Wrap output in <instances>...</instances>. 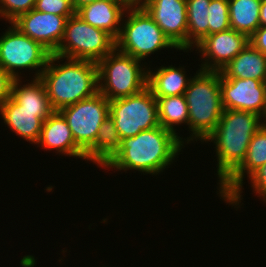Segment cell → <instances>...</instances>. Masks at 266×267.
Instances as JSON below:
<instances>
[{"label":"cell","instance_id":"obj_7","mask_svg":"<svg viewBox=\"0 0 266 267\" xmlns=\"http://www.w3.org/2000/svg\"><path fill=\"white\" fill-rule=\"evenodd\" d=\"M115 48L116 40L109 33L91 26L75 13L67 19L63 38L54 54L98 63Z\"/></svg>","mask_w":266,"mask_h":267},{"label":"cell","instance_id":"obj_27","mask_svg":"<svg viewBox=\"0 0 266 267\" xmlns=\"http://www.w3.org/2000/svg\"><path fill=\"white\" fill-rule=\"evenodd\" d=\"M36 0H0V17L8 23L35 8Z\"/></svg>","mask_w":266,"mask_h":267},{"label":"cell","instance_id":"obj_30","mask_svg":"<svg viewBox=\"0 0 266 267\" xmlns=\"http://www.w3.org/2000/svg\"><path fill=\"white\" fill-rule=\"evenodd\" d=\"M13 78L0 67V106L11 96Z\"/></svg>","mask_w":266,"mask_h":267},{"label":"cell","instance_id":"obj_1","mask_svg":"<svg viewBox=\"0 0 266 267\" xmlns=\"http://www.w3.org/2000/svg\"><path fill=\"white\" fill-rule=\"evenodd\" d=\"M182 139L162 126L141 131L136 136L121 139L119 149L103 167L158 175L173 163L185 147L186 139Z\"/></svg>","mask_w":266,"mask_h":267},{"label":"cell","instance_id":"obj_32","mask_svg":"<svg viewBox=\"0 0 266 267\" xmlns=\"http://www.w3.org/2000/svg\"><path fill=\"white\" fill-rule=\"evenodd\" d=\"M266 26V0L261 1L260 7V27Z\"/></svg>","mask_w":266,"mask_h":267},{"label":"cell","instance_id":"obj_17","mask_svg":"<svg viewBox=\"0 0 266 267\" xmlns=\"http://www.w3.org/2000/svg\"><path fill=\"white\" fill-rule=\"evenodd\" d=\"M37 147L56 150L61 155H69L85 160V152L75 143L66 119L59 111H54L44 122ZM39 145V146H38Z\"/></svg>","mask_w":266,"mask_h":267},{"label":"cell","instance_id":"obj_10","mask_svg":"<svg viewBox=\"0 0 266 267\" xmlns=\"http://www.w3.org/2000/svg\"><path fill=\"white\" fill-rule=\"evenodd\" d=\"M109 102L98 92L59 111L67 121L75 143L84 152L95 142L102 122L109 116Z\"/></svg>","mask_w":266,"mask_h":267},{"label":"cell","instance_id":"obj_3","mask_svg":"<svg viewBox=\"0 0 266 267\" xmlns=\"http://www.w3.org/2000/svg\"><path fill=\"white\" fill-rule=\"evenodd\" d=\"M263 124L264 118L254 112L224 109L216 129L204 140L216 146L219 186L242 164L251 138Z\"/></svg>","mask_w":266,"mask_h":267},{"label":"cell","instance_id":"obj_15","mask_svg":"<svg viewBox=\"0 0 266 267\" xmlns=\"http://www.w3.org/2000/svg\"><path fill=\"white\" fill-rule=\"evenodd\" d=\"M66 21L65 16L32 9L21 14L12 24L24 35L40 43L51 54H54L63 38Z\"/></svg>","mask_w":266,"mask_h":267},{"label":"cell","instance_id":"obj_24","mask_svg":"<svg viewBox=\"0 0 266 267\" xmlns=\"http://www.w3.org/2000/svg\"><path fill=\"white\" fill-rule=\"evenodd\" d=\"M211 0H186L187 52L209 35V5Z\"/></svg>","mask_w":266,"mask_h":267},{"label":"cell","instance_id":"obj_11","mask_svg":"<svg viewBox=\"0 0 266 267\" xmlns=\"http://www.w3.org/2000/svg\"><path fill=\"white\" fill-rule=\"evenodd\" d=\"M220 90L224 109L250 111L266 119V82L225 78L220 73Z\"/></svg>","mask_w":266,"mask_h":267},{"label":"cell","instance_id":"obj_9","mask_svg":"<svg viewBox=\"0 0 266 267\" xmlns=\"http://www.w3.org/2000/svg\"><path fill=\"white\" fill-rule=\"evenodd\" d=\"M109 115L121 139L160 126L157 99L148 87L135 95L111 100Z\"/></svg>","mask_w":266,"mask_h":267},{"label":"cell","instance_id":"obj_18","mask_svg":"<svg viewBox=\"0 0 266 267\" xmlns=\"http://www.w3.org/2000/svg\"><path fill=\"white\" fill-rule=\"evenodd\" d=\"M127 8L121 0H99L81 6L75 13L86 23L109 33L117 40Z\"/></svg>","mask_w":266,"mask_h":267},{"label":"cell","instance_id":"obj_20","mask_svg":"<svg viewBox=\"0 0 266 267\" xmlns=\"http://www.w3.org/2000/svg\"><path fill=\"white\" fill-rule=\"evenodd\" d=\"M148 68L147 87L155 98L183 95L191 77H187L184 66H160L156 70Z\"/></svg>","mask_w":266,"mask_h":267},{"label":"cell","instance_id":"obj_23","mask_svg":"<svg viewBox=\"0 0 266 267\" xmlns=\"http://www.w3.org/2000/svg\"><path fill=\"white\" fill-rule=\"evenodd\" d=\"M28 84H22L21 78L14 79L11 89V97L24 109L29 110H53L46 93L45 86L39 78H32Z\"/></svg>","mask_w":266,"mask_h":267},{"label":"cell","instance_id":"obj_22","mask_svg":"<svg viewBox=\"0 0 266 267\" xmlns=\"http://www.w3.org/2000/svg\"><path fill=\"white\" fill-rule=\"evenodd\" d=\"M262 0H228L230 27L250 38L260 27Z\"/></svg>","mask_w":266,"mask_h":267},{"label":"cell","instance_id":"obj_8","mask_svg":"<svg viewBox=\"0 0 266 267\" xmlns=\"http://www.w3.org/2000/svg\"><path fill=\"white\" fill-rule=\"evenodd\" d=\"M10 24L0 37V67L13 79L21 78L22 69L34 70L33 77L39 78L51 53Z\"/></svg>","mask_w":266,"mask_h":267},{"label":"cell","instance_id":"obj_33","mask_svg":"<svg viewBox=\"0 0 266 267\" xmlns=\"http://www.w3.org/2000/svg\"><path fill=\"white\" fill-rule=\"evenodd\" d=\"M95 1H99V0H71V3H72L74 10L76 11L81 6H85Z\"/></svg>","mask_w":266,"mask_h":267},{"label":"cell","instance_id":"obj_25","mask_svg":"<svg viewBox=\"0 0 266 267\" xmlns=\"http://www.w3.org/2000/svg\"><path fill=\"white\" fill-rule=\"evenodd\" d=\"M158 104L159 124L178 136L176 125L188 126V107L183 95L156 98Z\"/></svg>","mask_w":266,"mask_h":267},{"label":"cell","instance_id":"obj_29","mask_svg":"<svg viewBox=\"0 0 266 267\" xmlns=\"http://www.w3.org/2000/svg\"><path fill=\"white\" fill-rule=\"evenodd\" d=\"M251 187L258 197L266 203V163L257 169L250 177Z\"/></svg>","mask_w":266,"mask_h":267},{"label":"cell","instance_id":"obj_2","mask_svg":"<svg viewBox=\"0 0 266 267\" xmlns=\"http://www.w3.org/2000/svg\"><path fill=\"white\" fill-rule=\"evenodd\" d=\"M64 59L67 61L60 64ZM56 61L59 65L55 64ZM40 79L54 111H60L99 92L98 65L89 60L51 54Z\"/></svg>","mask_w":266,"mask_h":267},{"label":"cell","instance_id":"obj_16","mask_svg":"<svg viewBox=\"0 0 266 267\" xmlns=\"http://www.w3.org/2000/svg\"><path fill=\"white\" fill-rule=\"evenodd\" d=\"M54 110L24 109L11 96L0 106L3 123L13 133L34 145L38 142L43 122Z\"/></svg>","mask_w":266,"mask_h":267},{"label":"cell","instance_id":"obj_26","mask_svg":"<svg viewBox=\"0 0 266 267\" xmlns=\"http://www.w3.org/2000/svg\"><path fill=\"white\" fill-rule=\"evenodd\" d=\"M208 10L209 35L231 28L228 0H211Z\"/></svg>","mask_w":266,"mask_h":267},{"label":"cell","instance_id":"obj_19","mask_svg":"<svg viewBox=\"0 0 266 267\" xmlns=\"http://www.w3.org/2000/svg\"><path fill=\"white\" fill-rule=\"evenodd\" d=\"M220 73L225 78H251L266 82V55L249 43Z\"/></svg>","mask_w":266,"mask_h":267},{"label":"cell","instance_id":"obj_28","mask_svg":"<svg viewBox=\"0 0 266 267\" xmlns=\"http://www.w3.org/2000/svg\"><path fill=\"white\" fill-rule=\"evenodd\" d=\"M37 11L65 16L67 19L75 14L71 0H36Z\"/></svg>","mask_w":266,"mask_h":267},{"label":"cell","instance_id":"obj_21","mask_svg":"<svg viewBox=\"0 0 266 267\" xmlns=\"http://www.w3.org/2000/svg\"><path fill=\"white\" fill-rule=\"evenodd\" d=\"M121 137L111 116L102 122L95 142L85 151V161L96 163L103 167L117 152Z\"/></svg>","mask_w":266,"mask_h":267},{"label":"cell","instance_id":"obj_31","mask_svg":"<svg viewBox=\"0 0 266 267\" xmlns=\"http://www.w3.org/2000/svg\"><path fill=\"white\" fill-rule=\"evenodd\" d=\"M249 42L266 55V26L259 27L249 38Z\"/></svg>","mask_w":266,"mask_h":267},{"label":"cell","instance_id":"obj_5","mask_svg":"<svg viewBox=\"0 0 266 267\" xmlns=\"http://www.w3.org/2000/svg\"><path fill=\"white\" fill-rule=\"evenodd\" d=\"M141 62L115 48L97 63L99 92L109 101L140 93L148 80V67Z\"/></svg>","mask_w":266,"mask_h":267},{"label":"cell","instance_id":"obj_34","mask_svg":"<svg viewBox=\"0 0 266 267\" xmlns=\"http://www.w3.org/2000/svg\"><path fill=\"white\" fill-rule=\"evenodd\" d=\"M124 2L128 7H137L142 6L146 0H121Z\"/></svg>","mask_w":266,"mask_h":267},{"label":"cell","instance_id":"obj_13","mask_svg":"<svg viewBox=\"0 0 266 267\" xmlns=\"http://www.w3.org/2000/svg\"><path fill=\"white\" fill-rule=\"evenodd\" d=\"M266 163V123L253 135L248 146L246 158L242 164L218 187L222 200L237 206L241 203L243 178H249L257 169Z\"/></svg>","mask_w":266,"mask_h":267},{"label":"cell","instance_id":"obj_4","mask_svg":"<svg viewBox=\"0 0 266 267\" xmlns=\"http://www.w3.org/2000/svg\"><path fill=\"white\" fill-rule=\"evenodd\" d=\"M188 107L189 142L204 140L216 129L223 114L220 72L198 69L184 93Z\"/></svg>","mask_w":266,"mask_h":267},{"label":"cell","instance_id":"obj_14","mask_svg":"<svg viewBox=\"0 0 266 267\" xmlns=\"http://www.w3.org/2000/svg\"><path fill=\"white\" fill-rule=\"evenodd\" d=\"M145 11L178 49L187 52L186 0H146Z\"/></svg>","mask_w":266,"mask_h":267},{"label":"cell","instance_id":"obj_12","mask_svg":"<svg viewBox=\"0 0 266 267\" xmlns=\"http://www.w3.org/2000/svg\"><path fill=\"white\" fill-rule=\"evenodd\" d=\"M249 38L230 28L219 33L207 35L198 44L195 51L200 53L202 70L221 71L248 44Z\"/></svg>","mask_w":266,"mask_h":267},{"label":"cell","instance_id":"obj_6","mask_svg":"<svg viewBox=\"0 0 266 267\" xmlns=\"http://www.w3.org/2000/svg\"><path fill=\"white\" fill-rule=\"evenodd\" d=\"M122 19L121 32L116 48L142 61L158 50L174 48L161 28L142 6L128 7Z\"/></svg>","mask_w":266,"mask_h":267}]
</instances>
